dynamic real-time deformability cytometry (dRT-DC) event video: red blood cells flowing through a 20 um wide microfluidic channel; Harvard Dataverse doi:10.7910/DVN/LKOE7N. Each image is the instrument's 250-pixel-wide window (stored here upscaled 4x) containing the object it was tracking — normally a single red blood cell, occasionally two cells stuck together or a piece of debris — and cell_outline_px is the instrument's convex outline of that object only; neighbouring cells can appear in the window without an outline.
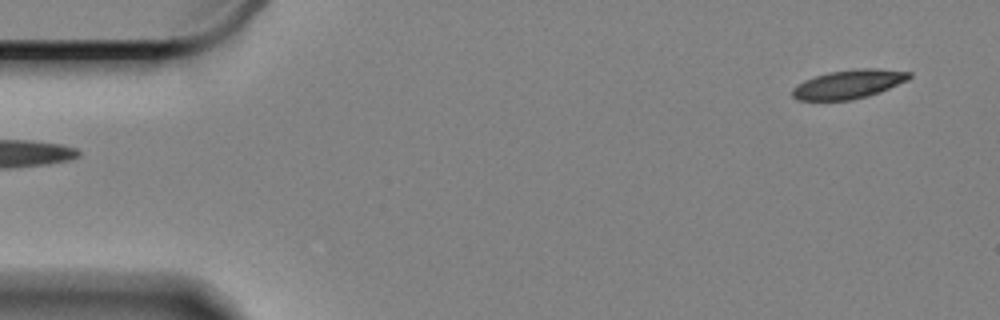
{"species": "Egyptian fruit bat (a non-hibernating species)", "species_latin": "Rousettus aegyptiacus", "temperature_condition": "cold", "stored_images_in_passage": 58, "segment_of_instrument_passage": [1, 2], "camera_frame_rate_fps": 3000, "um_per_image_px": 0.085, "animal": {"sex": "female"}, "frame": {"image": 1, "passage_image": 1, "time_ms": 0.0, "image_size_px": [1000, 320], "cell_outline_px": [[912, 76], [908, 80], [880, 92], [868, 96], [852, 100], [796, 100], [792, 96], [792, 88], [804, 80], [828, 72], [860, 68], [876, 68], [912, 72]], "centroid_in_image_um": [72.15, 7.15], "position_along_channel_um": 12.9, "area_um2": 19.71}}
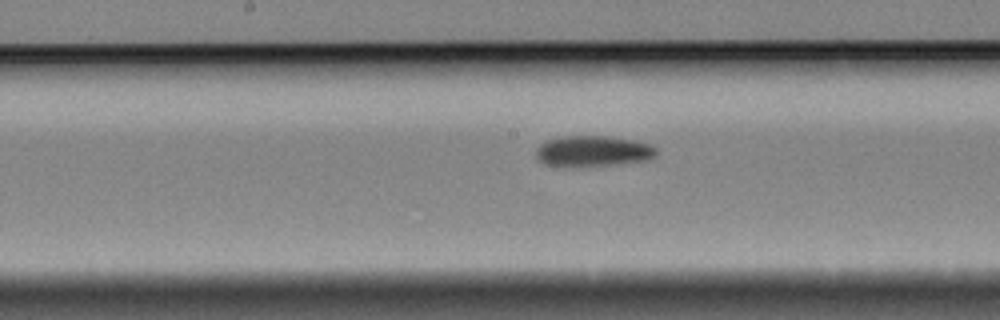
{"frame": {"image": 2, "passage_image": 27, "time_ms": 8.667, "image_size_px": [1000, 320], "cell_outline_px": [[656, 156], [648, 160], [612, 164], [548, 164], [540, 160], [536, 156], [536, 152], [540, 144], [548, 140], [560, 136], [608, 136], [632, 140], [648, 144], [656, 148]], "centroid_in_image_um": [50.45, 12.8], "position_along_channel_um": 197.8, "area_um2": 20.63}}
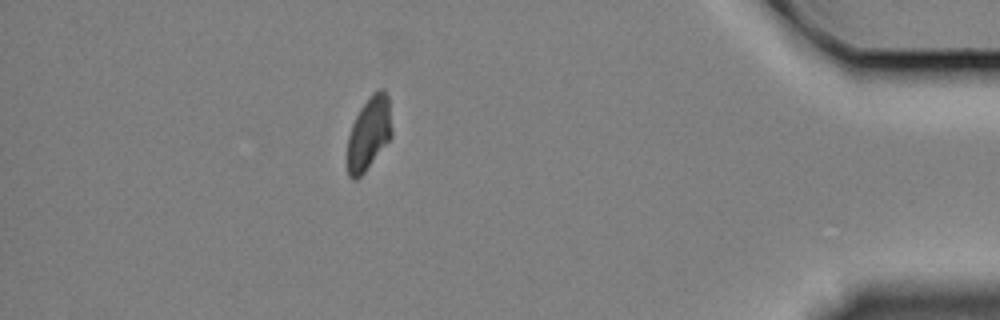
{"frame": {"image": 3, "passage_image": 50, "time_ms": 16.333, "image_size_px": [1000, 320], "cell_outline_px": [[392, 136], [364, 172], [356, 180], [352, 180], [348, 176], [348, 136], [352, 124], [360, 108], [372, 92], [380, 88], [384, 88], [388, 96], [392, 128]], "centroid_in_image_um": [31.36, 11.3], "position_along_channel_um": 403.8, "area_um2": 18.9}}